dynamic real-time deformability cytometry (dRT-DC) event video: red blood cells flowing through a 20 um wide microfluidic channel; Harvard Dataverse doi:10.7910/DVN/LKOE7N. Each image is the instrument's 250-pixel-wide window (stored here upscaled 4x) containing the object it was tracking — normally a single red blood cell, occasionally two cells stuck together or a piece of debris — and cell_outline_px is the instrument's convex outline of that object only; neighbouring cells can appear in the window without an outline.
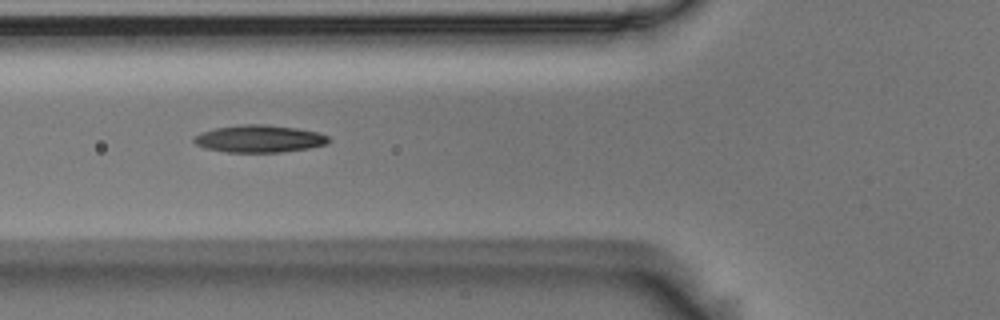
{"species": "Egyptian fruit bat (a non-hibernating species)", "species_latin": "Rousettus aegyptiacus", "temperature_condition": "room temperature", "stored_images_in_passage": 7, "camera_frame_rate_fps": 3000, "um_per_image_px": 0.085, "animal": {"sex": "male"}, "frame": {"image": 1, "passage_image": 6, "time_ms": 1.667, "image_size_px": [1000, 320], "cell_outline_px": [[332, 140], [324, 144], [308, 148], [280, 152], [224, 152], [204, 148], [196, 144], [192, 140], [192, 136], [200, 132], [216, 128], [240, 124], [264, 124], [296, 128], [316, 132], [328, 136]], "centroid_in_image_um": [21.97, 11.79], "position_along_channel_um": 103.8, "area_um2": 21.5}}
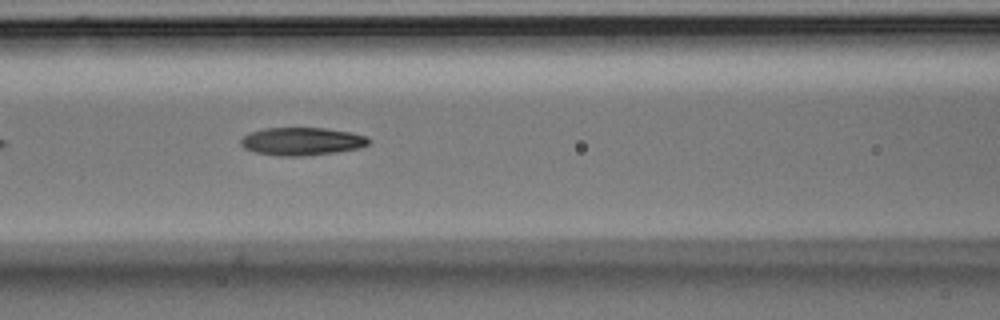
{"frame": {"image": 2, "passage_image": 7, "time_ms": 2.0, "image_size_px": [1000, 320], "cell_outline_px": [[372, 140], [368, 144], [360, 148], [336, 152], [304, 156], [276, 156], [256, 152], [244, 148], [240, 144], [240, 140], [244, 136], [252, 132], [264, 128], [324, 128], [348, 132], [368, 136]], "centroid_in_image_um": [25.68, 12.02], "position_along_channel_um": 140.9, "area_um2": 20.81}}